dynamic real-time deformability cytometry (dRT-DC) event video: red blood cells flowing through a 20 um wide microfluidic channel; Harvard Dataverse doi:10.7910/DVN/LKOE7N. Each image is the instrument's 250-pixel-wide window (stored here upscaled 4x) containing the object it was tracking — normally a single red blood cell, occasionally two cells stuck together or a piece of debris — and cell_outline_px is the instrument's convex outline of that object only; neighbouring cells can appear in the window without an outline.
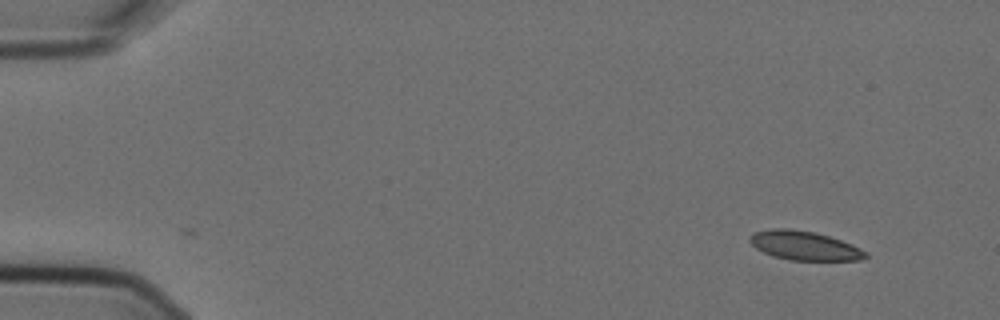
{"species": "Egyptian fruit bat (a non-hibernating species)", "species_latin": "Rousettus aegyptiacus", "temperature_condition": "cold", "stored_images_in_passage": 2, "camera_frame_rate_fps": 3000, "um_per_image_px": 0.085, "animal": {"sex": "female"}, "frame": {"image": 1, "passage_image": 2, "time_ms": 0.333, "image_size_px": [1000, 320], "cell_outline_px": [[868, 256], [860, 260], [792, 260], [776, 256], [764, 252], [756, 248], [748, 240], [748, 236], [756, 232], [772, 228], [788, 228], [816, 232], [852, 244], [868, 252]], "centroid_in_image_um": [68.38, 20.87], "position_along_channel_um": 16.6, "area_um2": 19.48}}